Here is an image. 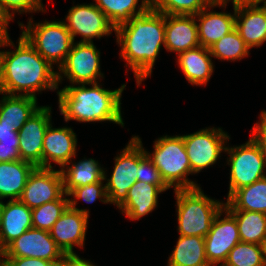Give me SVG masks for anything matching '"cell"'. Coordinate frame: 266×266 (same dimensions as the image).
Instances as JSON below:
<instances>
[{
	"label": "cell",
	"instance_id": "1",
	"mask_svg": "<svg viewBox=\"0 0 266 266\" xmlns=\"http://www.w3.org/2000/svg\"><path fill=\"white\" fill-rule=\"evenodd\" d=\"M8 35L2 45L13 51H0V93L30 96L58 90L57 71L21 34L15 46Z\"/></svg>",
	"mask_w": 266,
	"mask_h": 266
},
{
	"label": "cell",
	"instance_id": "2",
	"mask_svg": "<svg viewBox=\"0 0 266 266\" xmlns=\"http://www.w3.org/2000/svg\"><path fill=\"white\" fill-rule=\"evenodd\" d=\"M114 33L120 57L134 73L139 87L151 76L160 49L165 46V14L148 9L116 27Z\"/></svg>",
	"mask_w": 266,
	"mask_h": 266
},
{
	"label": "cell",
	"instance_id": "3",
	"mask_svg": "<svg viewBox=\"0 0 266 266\" xmlns=\"http://www.w3.org/2000/svg\"><path fill=\"white\" fill-rule=\"evenodd\" d=\"M90 86V87H87ZM126 85L115 90L100 83L75 84L57 90L58 108L65 122H112L124 127L121 98Z\"/></svg>",
	"mask_w": 266,
	"mask_h": 266
},
{
	"label": "cell",
	"instance_id": "4",
	"mask_svg": "<svg viewBox=\"0 0 266 266\" xmlns=\"http://www.w3.org/2000/svg\"><path fill=\"white\" fill-rule=\"evenodd\" d=\"M201 188L174 190L179 235L205 237L225 206L223 201L205 195Z\"/></svg>",
	"mask_w": 266,
	"mask_h": 266
},
{
	"label": "cell",
	"instance_id": "5",
	"mask_svg": "<svg viewBox=\"0 0 266 266\" xmlns=\"http://www.w3.org/2000/svg\"><path fill=\"white\" fill-rule=\"evenodd\" d=\"M145 153L159 170L163 181L169 188L178 190L200 187L188 178L193 173L182 135L159 137L154 141L153 152L150 153L145 149Z\"/></svg>",
	"mask_w": 266,
	"mask_h": 266
},
{
	"label": "cell",
	"instance_id": "6",
	"mask_svg": "<svg viewBox=\"0 0 266 266\" xmlns=\"http://www.w3.org/2000/svg\"><path fill=\"white\" fill-rule=\"evenodd\" d=\"M21 34L34 49L56 68L64 63L73 44V39L64 21H44L34 23L32 18L27 25L19 22Z\"/></svg>",
	"mask_w": 266,
	"mask_h": 266
},
{
	"label": "cell",
	"instance_id": "7",
	"mask_svg": "<svg viewBox=\"0 0 266 266\" xmlns=\"http://www.w3.org/2000/svg\"><path fill=\"white\" fill-rule=\"evenodd\" d=\"M230 165L228 199L236 190L253 184L266 176V158L261 146L251 136L246 143L239 146L229 145L225 148Z\"/></svg>",
	"mask_w": 266,
	"mask_h": 266
},
{
	"label": "cell",
	"instance_id": "8",
	"mask_svg": "<svg viewBox=\"0 0 266 266\" xmlns=\"http://www.w3.org/2000/svg\"><path fill=\"white\" fill-rule=\"evenodd\" d=\"M100 66V51L94 42H73L64 63L57 69L58 86L63 78L71 85L101 82L104 74Z\"/></svg>",
	"mask_w": 266,
	"mask_h": 266
},
{
	"label": "cell",
	"instance_id": "9",
	"mask_svg": "<svg viewBox=\"0 0 266 266\" xmlns=\"http://www.w3.org/2000/svg\"><path fill=\"white\" fill-rule=\"evenodd\" d=\"M182 136L193 174L217 163L230 140L228 133L220 127H206Z\"/></svg>",
	"mask_w": 266,
	"mask_h": 266
},
{
	"label": "cell",
	"instance_id": "10",
	"mask_svg": "<svg viewBox=\"0 0 266 266\" xmlns=\"http://www.w3.org/2000/svg\"><path fill=\"white\" fill-rule=\"evenodd\" d=\"M129 143L115 156L114 170L109 178L104 171L108 203L118 208L128 195V190L138 177V141L132 136Z\"/></svg>",
	"mask_w": 266,
	"mask_h": 266
},
{
	"label": "cell",
	"instance_id": "11",
	"mask_svg": "<svg viewBox=\"0 0 266 266\" xmlns=\"http://www.w3.org/2000/svg\"><path fill=\"white\" fill-rule=\"evenodd\" d=\"M63 21L74 42L77 35L81 36L78 42L93 43L94 38L101 39L115 31V27L94 3L72 6Z\"/></svg>",
	"mask_w": 266,
	"mask_h": 266
},
{
	"label": "cell",
	"instance_id": "12",
	"mask_svg": "<svg viewBox=\"0 0 266 266\" xmlns=\"http://www.w3.org/2000/svg\"><path fill=\"white\" fill-rule=\"evenodd\" d=\"M204 241L210 266H222L230 250L241 241L236 219L225 207L216 215Z\"/></svg>",
	"mask_w": 266,
	"mask_h": 266
},
{
	"label": "cell",
	"instance_id": "13",
	"mask_svg": "<svg viewBox=\"0 0 266 266\" xmlns=\"http://www.w3.org/2000/svg\"><path fill=\"white\" fill-rule=\"evenodd\" d=\"M66 255L57 246L49 231L31 228L12 241L2 257H32L54 262L58 265Z\"/></svg>",
	"mask_w": 266,
	"mask_h": 266
},
{
	"label": "cell",
	"instance_id": "14",
	"mask_svg": "<svg viewBox=\"0 0 266 266\" xmlns=\"http://www.w3.org/2000/svg\"><path fill=\"white\" fill-rule=\"evenodd\" d=\"M64 192L61 170L36 167L19 198L31 210L41 205L60 199Z\"/></svg>",
	"mask_w": 266,
	"mask_h": 266
},
{
	"label": "cell",
	"instance_id": "15",
	"mask_svg": "<svg viewBox=\"0 0 266 266\" xmlns=\"http://www.w3.org/2000/svg\"><path fill=\"white\" fill-rule=\"evenodd\" d=\"M50 106H41L18 131L21 160L43 168V141L48 126L52 123Z\"/></svg>",
	"mask_w": 266,
	"mask_h": 266
},
{
	"label": "cell",
	"instance_id": "16",
	"mask_svg": "<svg viewBox=\"0 0 266 266\" xmlns=\"http://www.w3.org/2000/svg\"><path fill=\"white\" fill-rule=\"evenodd\" d=\"M89 215L72 209L63 212L49 230L50 236L65 255H76L74 247H84Z\"/></svg>",
	"mask_w": 266,
	"mask_h": 266
},
{
	"label": "cell",
	"instance_id": "17",
	"mask_svg": "<svg viewBox=\"0 0 266 266\" xmlns=\"http://www.w3.org/2000/svg\"><path fill=\"white\" fill-rule=\"evenodd\" d=\"M77 135L70 127L53 128L48 126L43 141V168H54L51 162L62 169L67 163L76 158Z\"/></svg>",
	"mask_w": 266,
	"mask_h": 266
},
{
	"label": "cell",
	"instance_id": "18",
	"mask_svg": "<svg viewBox=\"0 0 266 266\" xmlns=\"http://www.w3.org/2000/svg\"><path fill=\"white\" fill-rule=\"evenodd\" d=\"M214 7H224L223 9L225 10L226 5L215 0L195 15L198 22V40L200 46L206 48L211 47L215 42L235 29V7H233V14L211 10Z\"/></svg>",
	"mask_w": 266,
	"mask_h": 266
},
{
	"label": "cell",
	"instance_id": "19",
	"mask_svg": "<svg viewBox=\"0 0 266 266\" xmlns=\"http://www.w3.org/2000/svg\"><path fill=\"white\" fill-rule=\"evenodd\" d=\"M200 46L195 15L165 14V46L167 52L177 55Z\"/></svg>",
	"mask_w": 266,
	"mask_h": 266
},
{
	"label": "cell",
	"instance_id": "20",
	"mask_svg": "<svg viewBox=\"0 0 266 266\" xmlns=\"http://www.w3.org/2000/svg\"><path fill=\"white\" fill-rule=\"evenodd\" d=\"M167 185L136 181L128 190L126 200L118 207L130 220H140L158 206V195L169 190Z\"/></svg>",
	"mask_w": 266,
	"mask_h": 266
},
{
	"label": "cell",
	"instance_id": "21",
	"mask_svg": "<svg viewBox=\"0 0 266 266\" xmlns=\"http://www.w3.org/2000/svg\"><path fill=\"white\" fill-rule=\"evenodd\" d=\"M235 29L249 49L266 42V8L259 5L235 7Z\"/></svg>",
	"mask_w": 266,
	"mask_h": 266
},
{
	"label": "cell",
	"instance_id": "22",
	"mask_svg": "<svg viewBox=\"0 0 266 266\" xmlns=\"http://www.w3.org/2000/svg\"><path fill=\"white\" fill-rule=\"evenodd\" d=\"M31 228L32 210L20 200H8L1 211L0 251Z\"/></svg>",
	"mask_w": 266,
	"mask_h": 266
},
{
	"label": "cell",
	"instance_id": "23",
	"mask_svg": "<svg viewBox=\"0 0 266 266\" xmlns=\"http://www.w3.org/2000/svg\"><path fill=\"white\" fill-rule=\"evenodd\" d=\"M212 56L209 48L198 46L177 55V63L188 83L205 86L214 72Z\"/></svg>",
	"mask_w": 266,
	"mask_h": 266
},
{
	"label": "cell",
	"instance_id": "24",
	"mask_svg": "<svg viewBox=\"0 0 266 266\" xmlns=\"http://www.w3.org/2000/svg\"><path fill=\"white\" fill-rule=\"evenodd\" d=\"M35 168V165L24 160L0 162V199L19 200Z\"/></svg>",
	"mask_w": 266,
	"mask_h": 266
},
{
	"label": "cell",
	"instance_id": "25",
	"mask_svg": "<svg viewBox=\"0 0 266 266\" xmlns=\"http://www.w3.org/2000/svg\"><path fill=\"white\" fill-rule=\"evenodd\" d=\"M71 164V166H70ZM100 163L92 158H85L77 162L72 159L61 170L65 194H69L74 188L93 184L104 180V171Z\"/></svg>",
	"mask_w": 266,
	"mask_h": 266
},
{
	"label": "cell",
	"instance_id": "26",
	"mask_svg": "<svg viewBox=\"0 0 266 266\" xmlns=\"http://www.w3.org/2000/svg\"><path fill=\"white\" fill-rule=\"evenodd\" d=\"M1 94L3 97L0 100V124L14 126L17 131L41 107L37 105V99L34 97Z\"/></svg>",
	"mask_w": 266,
	"mask_h": 266
},
{
	"label": "cell",
	"instance_id": "27",
	"mask_svg": "<svg viewBox=\"0 0 266 266\" xmlns=\"http://www.w3.org/2000/svg\"><path fill=\"white\" fill-rule=\"evenodd\" d=\"M228 211H252L266 214V176L236 190L225 202Z\"/></svg>",
	"mask_w": 266,
	"mask_h": 266
},
{
	"label": "cell",
	"instance_id": "28",
	"mask_svg": "<svg viewBox=\"0 0 266 266\" xmlns=\"http://www.w3.org/2000/svg\"><path fill=\"white\" fill-rule=\"evenodd\" d=\"M168 258L167 266H210L206 257L204 237L179 235Z\"/></svg>",
	"mask_w": 266,
	"mask_h": 266
},
{
	"label": "cell",
	"instance_id": "29",
	"mask_svg": "<svg viewBox=\"0 0 266 266\" xmlns=\"http://www.w3.org/2000/svg\"><path fill=\"white\" fill-rule=\"evenodd\" d=\"M94 2L115 28L149 9L148 0H94Z\"/></svg>",
	"mask_w": 266,
	"mask_h": 266
},
{
	"label": "cell",
	"instance_id": "30",
	"mask_svg": "<svg viewBox=\"0 0 266 266\" xmlns=\"http://www.w3.org/2000/svg\"><path fill=\"white\" fill-rule=\"evenodd\" d=\"M236 219L241 242L260 244L266 236V214L252 211H229Z\"/></svg>",
	"mask_w": 266,
	"mask_h": 266
},
{
	"label": "cell",
	"instance_id": "31",
	"mask_svg": "<svg viewBox=\"0 0 266 266\" xmlns=\"http://www.w3.org/2000/svg\"><path fill=\"white\" fill-rule=\"evenodd\" d=\"M209 51L213 58L231 62L248 57L250 53L249 47L236 29L215 42L209 47Z\"/></svg>",
	"mask_w": 266,
	"mask_h": 266
},
{
	"label": "cell",
	"instance_id": "32",
	"mask_svg": "<svg viewBox=\"0 0 266 266\" xmlns=\"http://www.w3.org/2000/svg\"><path fill=\"white\" fill-rule=\"evenodd\" d=\"M215 0H148V8L167 15H197Z\"/></svg>",
	"mask_w": 266,
	"mask_h": 266
},
{
	"label": "cell",
	"instance_id": "33",
	"mask_svg": "<svg viewBox=\"0 0 266 266\" xmlns=\"http://www.w3.org/2000/svg\"><path fill=\"white\" fill-rule=\"evenodd\" d=\"M68 206L69 197L65 194L58 200L45 203L40 207L32 209L33 228L49 231Z\"/></svg>",
	"mask_w": 266,
	"mask_h": 266
},
{
	"label": "cell",
	"instance_id": "34",
	"mask_svg": "<svg viewBox=\"0 0 266 266\" xmlns=\"http://www.w3.org/2000/svg\"><path fill=\"white\" fill-rule=\"evenodd\" d=\"M222 266H266L259 244L239 242L228 253Z\"/></svg>",
	"mask_w": 266,
	"mask_h": 266
},
{
	"label": "cell",
	"instance_id": "35",
	"mask_svg": "<svg viewBox=\"0 0 266 266\" xmlns=\"http://www.w3.org/2000/svg\"><path fill=\"white\" fill-rule=\"evenodd\" d=\"M105 180H100L99 182L88 184L85 186L74 188L69 194V206L74 209L81 211L87 215H89L90 211L89 209H80L77 206L78 200H83L84 202L90 204L95 202L97 199H99L104 204H108V197L106 194V187L105 184H103ZM71 197V199H70ZM74 198V199H72Z\"/></svg>",
	"mask_w": 266,
	"mask_h": 266
},
{
	"label": "cell",
	"instance_id": "36",
	"mask_svg": "<svg viewBox=\"0 0 266 266\" xmlns=\"http://www.w3.org/2000/svg\"><path fill=\"white\" fill-rule=\"evenodd\" d=\"M133 137L138 141V177L137 181L154 185H166L159 170L153 164L152 160L145 153L142 140L139 136Z\"/></svg>",
	"mask_w": 266,
	"mask_h": 266
},
{
	"label": "cell",
	"instance_id": "37",
	"mask_svg": "<svg viewBox=\"0 0 266 266\" xmlns=\"http://www.w3.org/2000/svg\"><path fill=\"white\" fill-rule=\"evenodd\" d=\"M0 8L11 21L15 13L46 12L42 0H0Z\"/></svg>",
	"mask_w": 266,
	"mask_h": 266
},
{
	"label": "cell",
	"instance_id": "38",
	"mask_svg": "<svg viewBox=\"0 0 266 266\" xmlns=\"http://www.w3.org/2000/svg\"><path fill=\"white\" fill-rule=\"evenodd\" d=\"M21 160L19 154V139H7L0 141V162Z\"/></svg>",
	"mask_w": 266,
	"mask_h": 266
},
{
	"label": "cell",
	"instance_id": "39",
	"mask_svg": "<svg viewBox=\"0 0 266 266\" xmlns=\"http://www.w3.org/2000/svg\"><path fill=\"white\" fill-rule=\"evenodd\" d=\"M250 134H252L253 139L261 146L266 158V110L261 111L260 121L254 124Z\"/></svg>",
	"mask_w": 266,
	"mask_h": 266
},
{
	"label": "cell",
	"instance_id": "40",
	"mask_svg": "<svg viewBox=\"0 0 266 266\" xmlns=\"http://www.w3.org/2000/svg\"><path fill=\"white\" fill-rule=\"evenodd\" d=\"M11 266H57L54 262L32 257H2Z\"/></svg>",
	"mask_w": 266,
	"mask_h": 266
},
{
	"label": "cell",
	"instance_id": "41",
	"mask_svg": "<svg viewBox=\"0 0 266 266\" xmlns=\"http://www.w3.org/2000/svg\"><path fill=\"white\" fill-rule=\"evenodd\" d=\"M57 266H97L76 255H66Z\"/></svg>",
	"mask_w": 266,
	"mask_h": 266
},
{
	"label": "cell",
	"instance_id": "42",
	"mask_svg": "<svg viewBox=\"0 0 266 266\" xmlns=\"http://www.w3.org/2000/svg\"><path fill=\"white\" fill-rule=\"evenodd\" d=\"M7 139H19L18 131L14 126L0 124V141Z\"/></svg>",
	"mask_w": 266,
	"mask_h": 266
},
{
	"label": "cell",
	"instance_id": "43",
	"mask_svg": "<svg viewBox=\"0 0 266 266\" xmlns=\"http://www.w3.org/2000/svg\"><path fill=\"white\" fill-rule=\"evenodd\" d=\"M220 3L227 5V3L232 1L233 7L241 5H259L262 0H217Z\"/></svg>",
	"mask_w": 266,
	"mask_h": 266
},
{
	"label": "cell",
	"instance_id": "44",
	"mask_svg": "<svg viewBox=\"0 0 266 266\" xmlns=\"http://www.w3.org/2000/svg\"><path fill=\"white\" fill-rule=\"evenodd\" d=\"M9 23H0V48L2 47L8 33Z\"/></svg>",
	"mask_w": 266,
	"mask_h": 266
},
{
	"label": "cell",
	"instance_id": "45",
	"mask_svg": "<svg viewBox=\"0 0 266 266\" xmlns=\"http://www.w3.org/2000/svg\"><path fill=\"white\" fill-rule=\"evenodd\" d=\"M260 248H261V252H262V257L263 260L266 264V236L262 239V241L260 242Z\"/></svg>",
	"mask_w": 266,
	"mask_h": 266
},
{
	"label": "cell",
	"instance_id": "46",
	"mask_svg": "<svg viewBox=\"0 0 266 266\" xmlns=\"http://www.w3.org/2000/svg\"><path fill=\"white\" fill-rule=\"evenodd\" d=\"M11 21L0 8V23H9Z\"/></svg>",
	"mask_w": 266,
	"mask_h": 266
},
{
	"label": "cell",
	"instance_id": "47",
	"mask_svg": "<svg viewBox=\"0 0 266 266\" xmlns=\"http://www.w3.org/2000/svg\"><path fill=\"white\" fill-rule=\"evenodd\" d=\"M0 266H11L6 260L3 258L0 259Z\"/></svg>",
	"mask_w": 266,
	"mask_h": 266
},
{
	"label": "cell",
	"instance_id": "48",
	"mask_svg": "<svg viewBox=\"0 0 266 266\" xmlns=\"http://www.w3.org/2000/svg\"><path fill=\"white\" fill-rule=\"evenodd\" d=\"M3 200L0 199V219H1V211H2V207H3Z\"/></svg>",
	"mask_w": 266,
	"mask_h": 266
},
{
	"label": "cell",
	"instance_id": "49",
	"mask_svg": "<svg viewBox=\"0 0 266 266\" xmlns=\"http://www.w3.org/2000/svg\"><path fill=\"white\" fill-rule=\"evenodd\" d=\"M261 4H262V6H264L266 8V0H262Z\"/></svg>",
	"mask_w": 266,
	"mask_h": 266
}]
</instances>
